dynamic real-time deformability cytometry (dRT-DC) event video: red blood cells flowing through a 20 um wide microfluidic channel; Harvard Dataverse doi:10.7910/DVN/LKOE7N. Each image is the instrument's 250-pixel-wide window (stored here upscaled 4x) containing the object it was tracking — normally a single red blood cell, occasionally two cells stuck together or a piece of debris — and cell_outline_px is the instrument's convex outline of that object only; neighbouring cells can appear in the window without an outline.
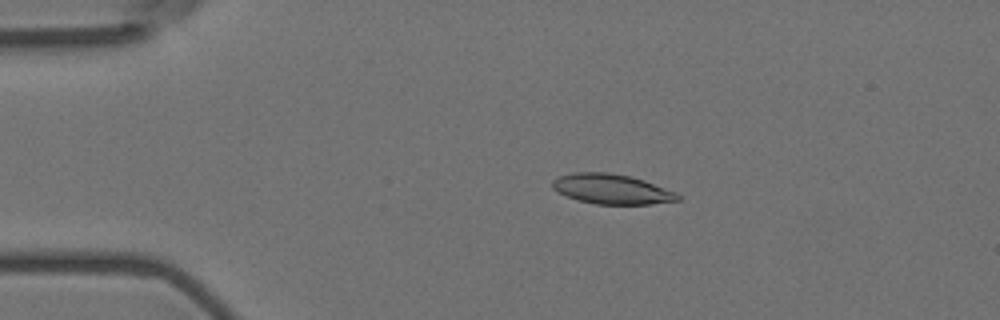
{"species": "Egyptian fruit bat (a non-hibernating species)", "species_latin": "Rousettus aegyptiacus", "temperature_condition": "room temperature", "stored_images_in_passage": 47, "camera_frame_rate_fps": 3000, "um_per_image_px": 0.085, "animal": {"sex": "female"}, "frame": {"image": 1, "passage_image": 2, "time_ms": 0.333, "image_size_px": [1000, 320], "cell_outline_px": [[680, 200], [652, 204], [596, 204], [576, 200], [556, 192], [552, 188], [552, 180], [560, 176], [572, 172], [608, 172], [632, 176], [644, 180], [676, 192], [680, 196]], "centroid_in_image_um": [51.97, 16.07], "position_along_channel_um": 33.0, "area_um2": 22.08}}
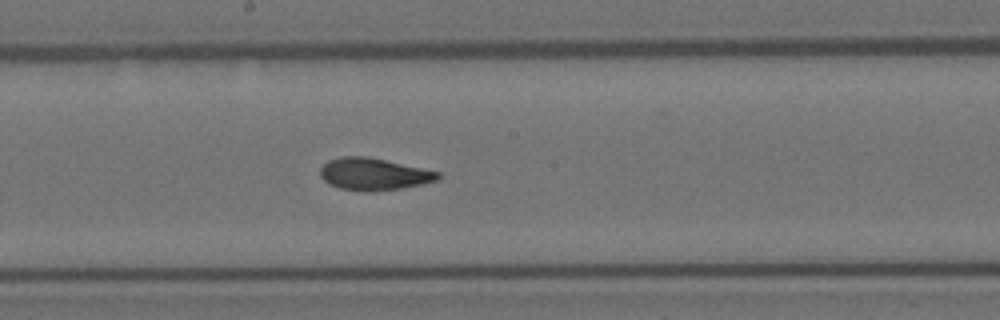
{"frame": {"image": 2, "passage_image": 21, "time_ms": 6.667, "image_size_px": [1000, 320], "cell_outline_px": [[440, 176], [436, 180], [420, 184], [400, 188], [372, 192], [368, 192], [340, 188], [328, 184], [320, 176], [320, 168], [328, 160], [340, 156], [368, 156], [440, 172]], "centroid_in_image_um": [31.72, 14.79], "position_along_channel_um": 216.5, "area_um2": 21.96}}
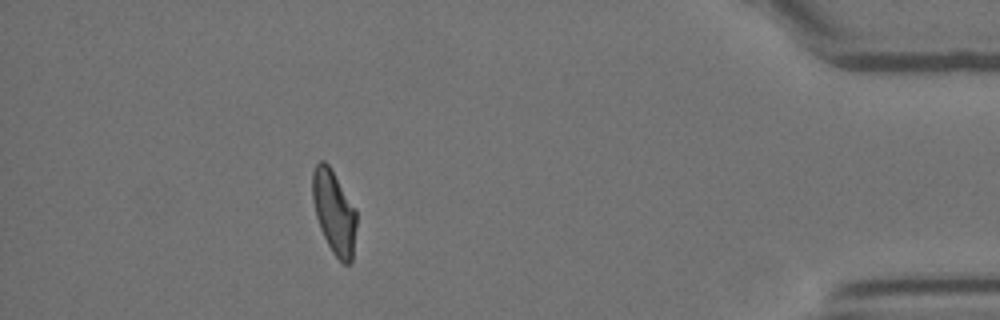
{"frame": {"image": 3, "passage_image": 41, "time_ms": 13.333, "image_size_px": [1000, 320], "cell_outline_px": [[356, 228], [352, 260], [348, 264], [344, 264], [332, 252], [320, 228], [316, 216], [312, 200], [312, 172], [316, 164], [320, 160], [324, 160], [328, 164], [356, 208]], "centroid_in_image_um": [28.39, 18.01], "position_along_channel_um": 406.8, "area_um2": 21.39}, "authors_computed_cell_mechanics": {"area_um2": 21.964, "velocity_mm_per_s": 3.6132, "shape_relaxation_time_tau1_ms": 5.7375, "shape_relaxation_time_tau2_ms": 2.6464, "deformation_change_tau1": 0.1763, "deformation_change_tau2": 0.0789}}